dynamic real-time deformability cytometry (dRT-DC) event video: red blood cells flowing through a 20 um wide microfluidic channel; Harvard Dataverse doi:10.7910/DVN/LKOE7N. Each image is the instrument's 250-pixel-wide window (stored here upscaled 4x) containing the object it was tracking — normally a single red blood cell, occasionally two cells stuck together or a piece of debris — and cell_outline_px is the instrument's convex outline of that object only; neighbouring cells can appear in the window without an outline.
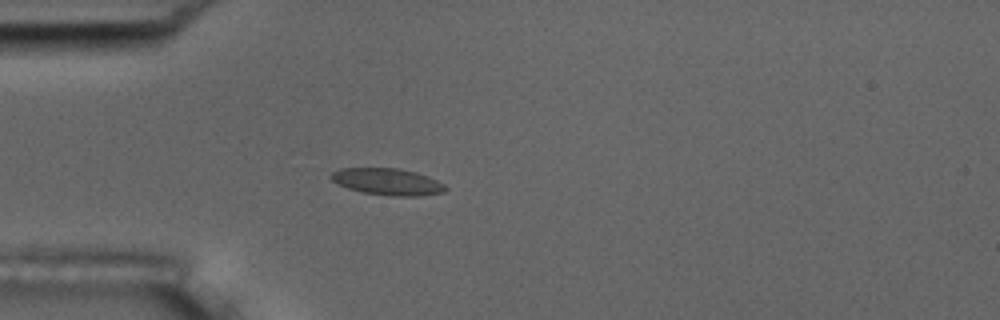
{"species": "common noctule bat (a hibernating species)", "species_latin": "Nyctalus noctula", "temperature_condition": "room temperature", "stored_images_in_passage": 3, "camera_frame_rate_fps": 3000, "um_per_image_px": 0.085, "animal": {"sex": "male", "body_mass_g": 17.5, "forearm_length_mm": 52.3}, "frame": {"image": 1, "passage_image": 3, "time_ms": 3.333, "image_size_px": [1000, 320], "cell_outline_px": [[448, 188], [444, 192], [420, 196], [392, 196], [364, 192], [348, 188], [336, 184], [328, 176], [332, 172], [340, 168], [396, 168], [416, 172], [428, 176], [444, 184]], "centroid_in_image_um": [32.92, 15.44], "position_along_channel_um": 52.1, "area_um2": 17.86}}